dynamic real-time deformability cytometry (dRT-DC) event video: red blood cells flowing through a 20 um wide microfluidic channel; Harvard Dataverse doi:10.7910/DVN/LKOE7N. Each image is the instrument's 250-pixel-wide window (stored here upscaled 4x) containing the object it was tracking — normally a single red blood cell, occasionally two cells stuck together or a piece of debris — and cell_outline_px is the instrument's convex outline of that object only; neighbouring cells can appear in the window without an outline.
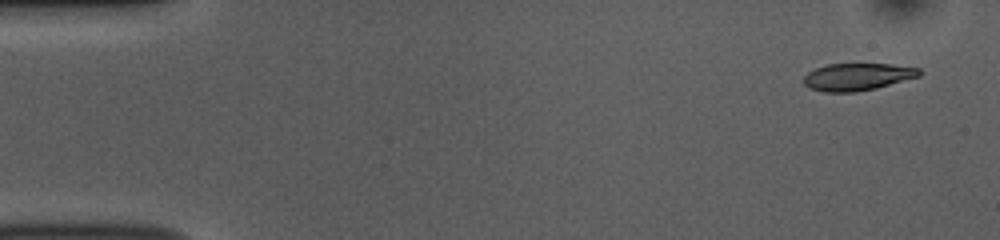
{"species": "common noctule bat (a hibernating species)", "species_latin": "Nyctalus noctula", "temperature_condition": "room temperature", "stored_images_in_passage": 50, "camera_frame_rate_fps": 3000, "um_per_image_px": 0.085, "animal": {"sex": "female", "body_mass_g": 10.0, "forearm_length_mm": 53.1}, "frame": {"image": 1, "passage_image": 1, "time_ms": 0.0, "image_size_px": [1000, 240], "cell_outline_px": [[920, 76], [876, 88], [856, 92], [824, 92], [808, 88], [804, 84], [804, 76], [808, 72], [816, 68], [828, 64], [892, 64], [920, 68]], "centroid_in_image_um": [72.86, 6.53], "position_along_channel_um": 12.1, "area_um2": 18.38}}
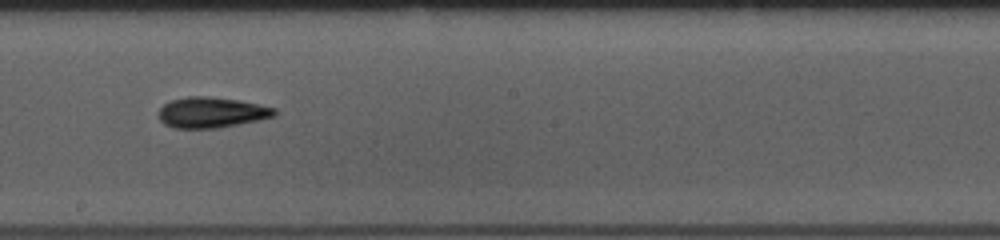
{"frame": {"image": 2, "passage_image": 27, "time_ms": 8.667, "image_size_px": [1000, 240], "cell_outline_px": [[276, 116], [216, 128], [172, 128], [164, 124], [160, 120], [160, 108], [164, 104], [172, 100], [188, 96], [208, 96], [236, 100], [276, 108]], "centroid_in_image_um": [17.95, 9.56], "position_along_channel_um": 230.3, "area_um2": 20.35}}
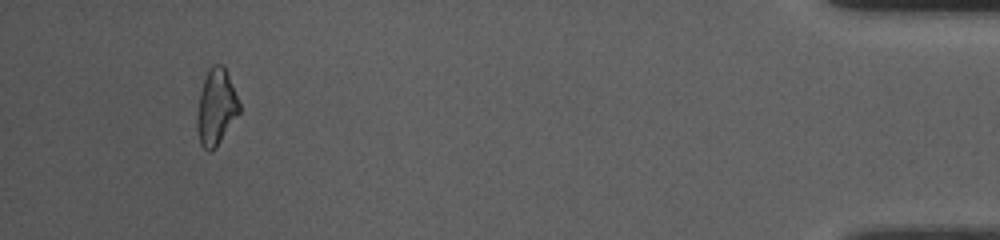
{"frame": {"image": 3, "passage_image": 47, "time_ms": 15.333, "image_size_px": [1000, 240], "cell_outline_px": [[240, 112], [216, 148], [208, 152], [200, 144], [196, 128], [196, 120], [200, 92], [204, 76], [208, 68], [212, 64], [220, 64], [224, 68], [228, 76], [240, 104]], "centroid_in_image_um": [18.35, 9.13], "position_along_channel_um": 416.9, "area_um2": 18.73}, "authors_computed_cell_mechanics": {"area_um2": 19.3341, "velocity_mm_per_s": 3.8377, "shape_relaxation_time_tau1_ms": 2.7206, "shape_relaxation_time_tau2_ms": 5.3692, "deformation_change_tau1": 0.1248, "deformation_change_tau2": 0.1447}}